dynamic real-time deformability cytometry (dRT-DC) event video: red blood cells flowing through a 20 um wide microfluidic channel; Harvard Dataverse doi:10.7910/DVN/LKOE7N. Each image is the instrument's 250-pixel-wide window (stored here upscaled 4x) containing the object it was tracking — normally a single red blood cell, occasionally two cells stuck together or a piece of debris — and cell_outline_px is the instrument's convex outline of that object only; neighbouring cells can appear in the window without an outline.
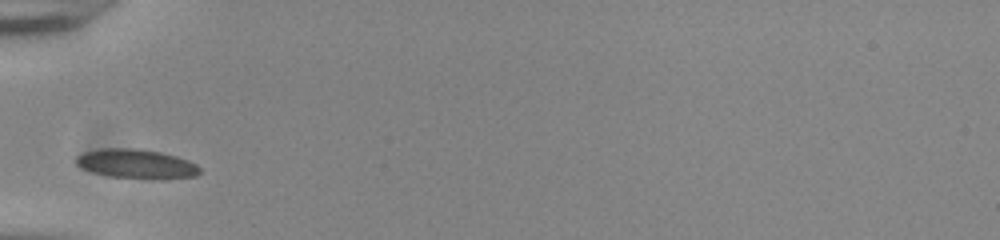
{"species": "common noctule bat (a hibernating species)", "species_latin": "Nyctalus noctula", "temperature_condition": "room temperature", "stored_images_in_passage": 32, "camera_frame_rate_fps": 3000, "um_per_image_px": 0.085, "animal": {"sex": "male", "body_mass_g": 20.0, "forearm_length_mm": 53.3}, "frame": {"image": 1, "passage_image": 1, "time_ms": 0.0, "image_size_px": [1000, 240], "cell_outline_px": [[200, 172], [196, 176], [108, 176], [92, 172], [80, 168], [76, 164], [76, 156], [84, 152], [100, 148], [136, 148], [160, 152], [176, 156], [188, 160], [196, 164], [200, 168]], "centroid_in_image_um": [11.49, 13.87], "position_along_channel_um": 73.5, "area_um2": 20.17}}
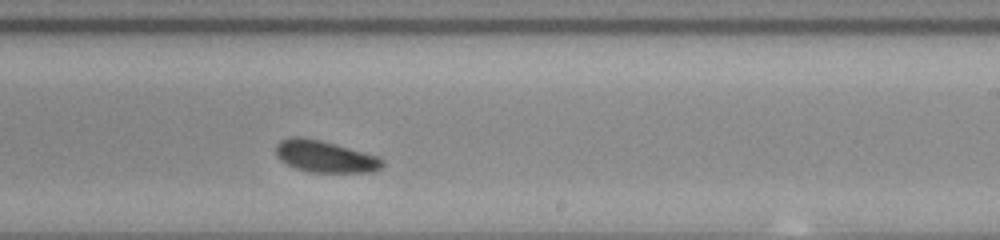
{"frame": {"image": 2, "passage_image": 16, "time_ms": 5.0, "image_size_px": [1000, 240], "cell_outline_px": [[384, 164], [380, 168], [372, 172], [308, 172], [296, 168], [280, 160], [276, 156], [276, 144], [280, 140], [288, 136], [300, 136], [320, 140], [336, 144], [380, 156], [384, 160]], "centroid_in_image_um": [27.62, 13.29], "position_along_channel_um": 261.4, "area_um2": 19.94}}
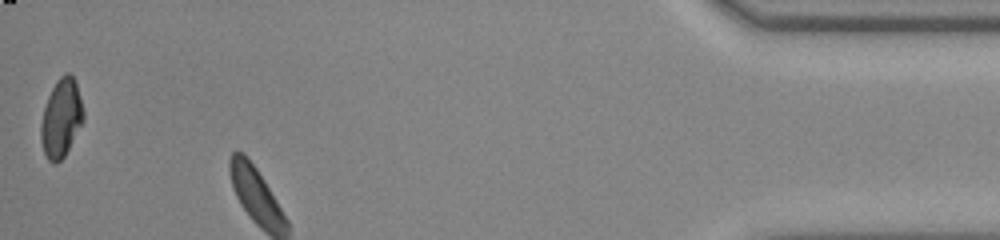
{"frame": {"image": 3, "passage_image": 32, "time_ms": 10.333, "image_size_px": [1000, 240], "cell_outline_px": [[84, 120], [64, 156], [56, 164], [52, 164], [48, 160], [44, 152], [40, 140], [40, 124], [44, 108], [48, 96], [56, 80], [64, 72], [68, 72], [72, 76], [76, 84], [80, 96], [84, 112]], "centroid_in_image_um": [5.19, 10.04], "position_along_channel_um": 430.0, "area_um2": 19.42}, "authors_computed_cell_mechanics": {"area_um2": 19.7387, "velocity_mm_per_s": 3.7768, "shape_relaxation_time_tau1_ms": 4.1902, "shape_relaxation_time_tau2_ms": null, "deformation_change_tau1": 0.0879, "deformation_change_tau2": null}}